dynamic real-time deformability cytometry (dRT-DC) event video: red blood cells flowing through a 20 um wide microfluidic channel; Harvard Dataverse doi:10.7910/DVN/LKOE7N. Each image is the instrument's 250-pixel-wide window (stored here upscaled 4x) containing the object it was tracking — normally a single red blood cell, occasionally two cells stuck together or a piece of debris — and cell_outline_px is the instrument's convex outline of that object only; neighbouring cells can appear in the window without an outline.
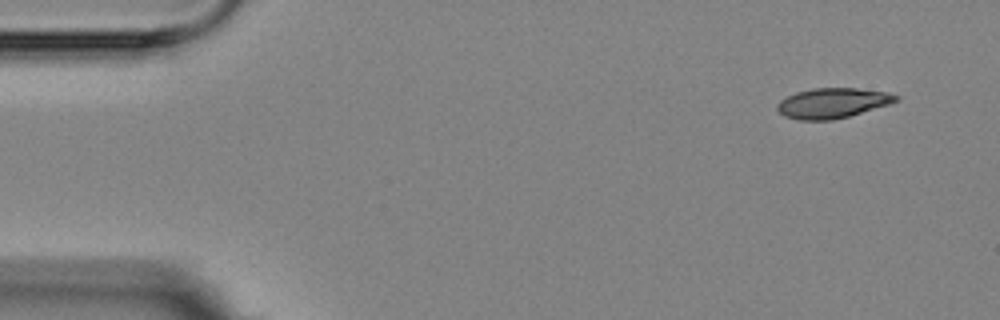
{"species": "Egyptian fruit bat (a non-hibernating species)", "species_latin": "Rousettus aegyptiacus", "temperature_condition": "room temperature", "stored_images_in_passage": 5, "camera_frame_rate_fps": 3000, "um_per_image_px": 0.085, "animal": {"sex": "female"}, "frame": {"image": 1, "passage_image": 1, "time_ms": 0.0, "image_size_px": [1000, 320], "cell_outline_px": [[900, 100], [888, 104], [848, 116], [832, 120], [800, 120], [784, 116], [776, 108], [776, 104], [780, 100], [796, 92], [812, 88], [856, 88], [888, 92], [900, 96]], "centroid_in_image_um": [70.75, 8.75], "position_along_channel_um": 14.2, "area_um2": 20.75}}
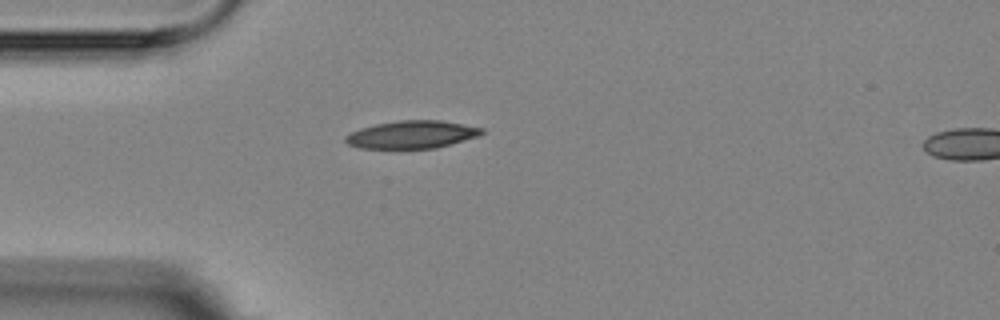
{"frame": {"image": 2, "passage_image": 4, "time_ms": 3.667, "image_size_px": [1000, 320], "cell_outline_px": [[484, 132], [480, 136], [436, 148], [400, 152], [360, 148], [348, 144], [344, 140], [344, 136], [360, 128], [376, 124], [400, 120], [440, 120], [484, 128]], "centroid_in_image_um": [34.97, 11.49], "position_along_channel_um": 50.0, "area_um2": 23.06}}